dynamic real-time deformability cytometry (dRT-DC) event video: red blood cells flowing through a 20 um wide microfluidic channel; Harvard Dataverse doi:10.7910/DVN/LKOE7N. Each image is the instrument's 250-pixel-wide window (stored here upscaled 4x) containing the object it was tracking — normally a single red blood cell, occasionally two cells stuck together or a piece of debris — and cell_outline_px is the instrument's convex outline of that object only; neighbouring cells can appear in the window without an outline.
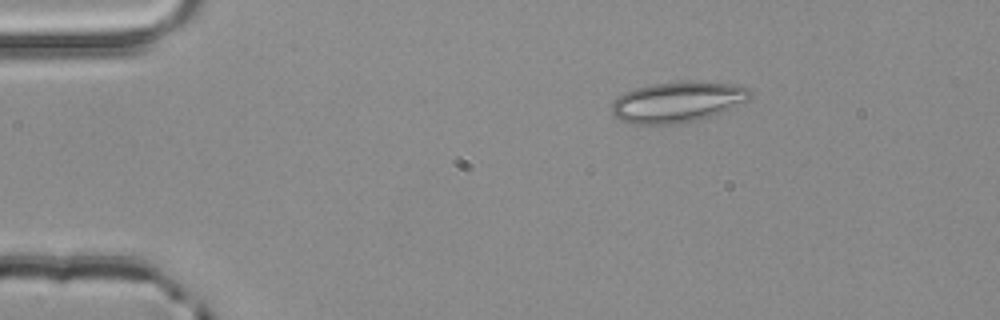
{"species": "common noctule bat (a hibernating species)", "species_latin": "Nyctalus noctula", "temperature_condition": "room temperature", "stored_images_in_passage": 2, "camera_frame_rate_fps": 3000, "um_per_image_px": 0.085, "animal": {"sex": "male", "body_mass_g": 20.4}, "frame": {"image": 1, "passage_image": 1, "time_ms": 0.0, "image_size_px": [1000, 320], "cell_outline_px": [[752, 96], [748, 100], [720, 112], [700, 120], [680, 124], [628, 124], [620, 120], [612, 112], [612, 104], [624, 92], [636, 88], [652, 84], [692, 80], [740, 84], [748, 88], [752, 92]], "centroid_in_image_um": [57.63, 8.66], "position_along_channel_um": 27.4, "area_um2": 33.06}}